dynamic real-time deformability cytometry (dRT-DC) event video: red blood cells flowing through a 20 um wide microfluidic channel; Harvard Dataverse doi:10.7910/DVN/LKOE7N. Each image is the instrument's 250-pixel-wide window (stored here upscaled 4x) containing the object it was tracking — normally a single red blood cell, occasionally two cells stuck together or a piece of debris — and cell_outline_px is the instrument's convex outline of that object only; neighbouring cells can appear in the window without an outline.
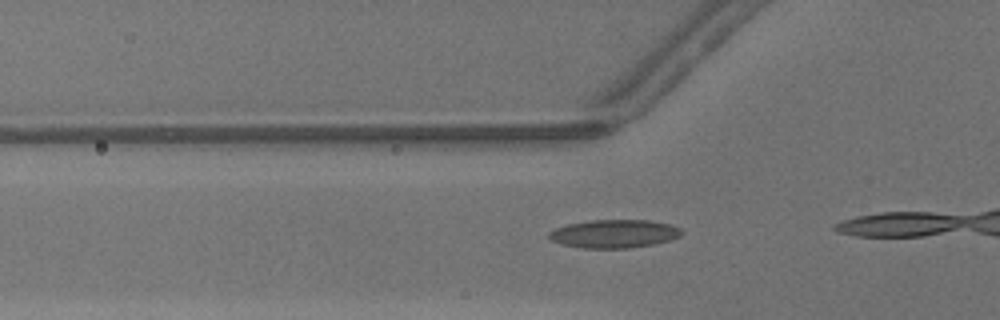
{"species": "common noctule bat (a hibernating species)", "species_latin": "Nyctalus noctula", "temperature_condition": "warm", "stored_images_in_passage": 7, "camera_frame_rate_fps": 3000, "um_per_image_px": 0.085, "animal": {"sex": "male", "body_mass_g": 13.3}, "frame": {"image": 1, "passage_image": 3, "time_ms": 0.667, "image_size_px": [1000, 320], "cell_outline_px": [[684, 232], [680, 236], [668, 240], [652, 244], [632, 248], [580, 248], [560, 244], [552, 240], [548, 236], [548, 232], [556, 228], [568, 224], [592, 220], [648, 220], [672, 224], [680, 228]], "centroid_in_image_um": [52.21, 19.87], "position_along_channel_um": 73.6, "area_um2": 21.91}}
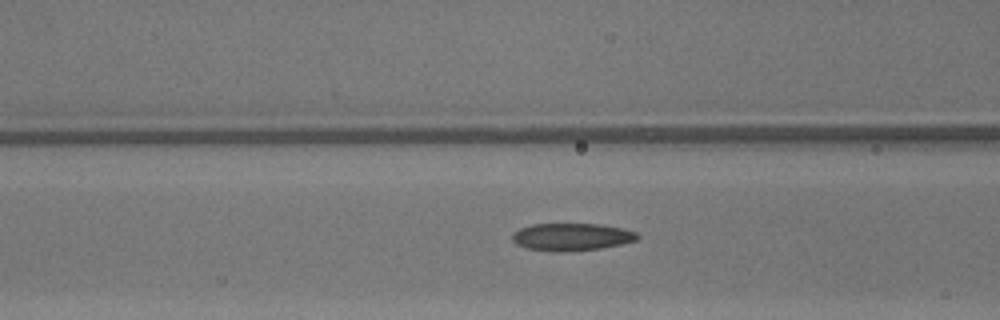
{"frame": {"image": 2, "passage_image": 6, "time_ms": 1.667, "image_size_px": [1000, 320], "cell_outline_px": [[640, 236], [636, 240], [620, 244], [600, 248], [564, 252], [552, 252], [528, 248], [516, 244], [512, 240], [512, 232], [520, 228], [532, 224], [600, 224], [624, 228], [636, 232]], "centroid_in_image_um": [48.57, 20.13], "position_along_channel_um": 118.0, "area_um2": 20.11}}